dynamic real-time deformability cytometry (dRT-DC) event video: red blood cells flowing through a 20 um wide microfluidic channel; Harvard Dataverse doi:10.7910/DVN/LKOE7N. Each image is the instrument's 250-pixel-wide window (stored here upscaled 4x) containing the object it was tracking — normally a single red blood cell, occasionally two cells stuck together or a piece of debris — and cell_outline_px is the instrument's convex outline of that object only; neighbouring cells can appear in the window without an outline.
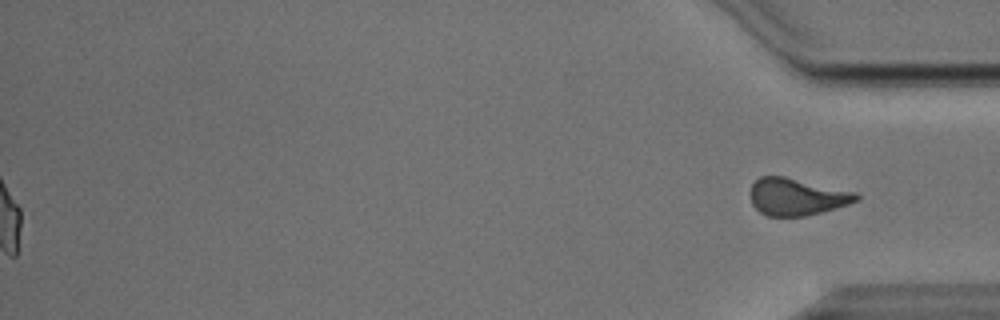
{"species": "Egyptian fruit bat (a non-hibernating species)", "species_latin": "Rousettus aegyptiacus", "temperature_condition": "cold", "stored_images_in_passage": 54, "segment_of_instrument_passage": [2, 2], "camera_frame_rate_fps": 3000, "um_per_image_px": 0.085, "animal": {"sex": "male"}, "frame": {"image": 1, "passage_image": 54, "time_ms": 17.667, "image_size_px": [1000, 320], "cell_outline_px": [[860, 200], [848, 204], [820, 212], [804, 216], [768, 216], [760, 212], [752, 204], [752, 184], [760, 176], [784, 176], [856, 192], [860, 196]], "centroid_in_image_um": [67.74, 16.72], "position_along_channel_um": 367.5, "area_um2": 22.66}}